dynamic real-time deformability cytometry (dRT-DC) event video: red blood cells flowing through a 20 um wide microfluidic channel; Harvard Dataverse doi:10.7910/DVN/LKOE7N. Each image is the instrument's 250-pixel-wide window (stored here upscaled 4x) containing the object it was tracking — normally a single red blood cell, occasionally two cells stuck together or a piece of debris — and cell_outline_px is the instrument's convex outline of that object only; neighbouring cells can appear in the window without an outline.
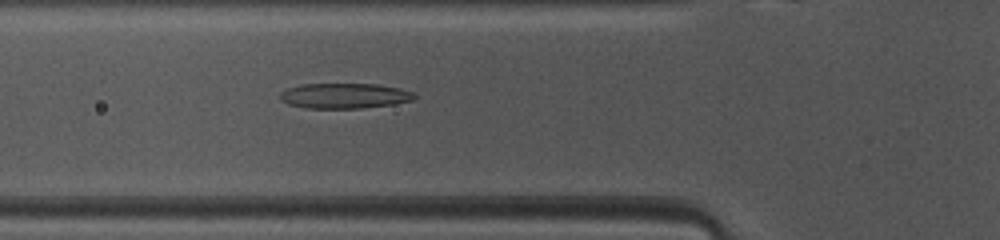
{"species": "common noctule bat (a hibernating species)", "species_latin": "Nyctalus noctula", "temperature_condition": "warm", "stored_images_in_passage": 47, "camera_frame_rate_fps": 3000, "um_per_image_px": 0.085, "animal": {"sex": "female", "body_mass_g": 10.0, "forearm_length_mm": 53.1}, "frame": {"image": 1, "passage_image": 15, "time_ms": 4.667, "image_size_px": [1000, 240], "cell_outline_px": [[416, 96], [412, 100], [392, 104], [360, 108], [308, 108], [288, 104], [280, 100], [280, 92], [288, 88], [300, 84], [376, 84], [400, 88], [412, 92]], "centroid_in_image_um": [29.25, 8.14], "position_along_channel_um": 96.6, "area_um2": 19.65}}
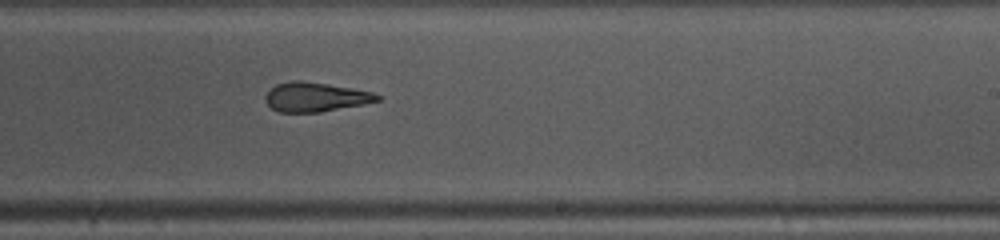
{"frame": {"image": 2, "passage_image": 27, "time_ms": 8.667, "image_size_px": [1000, 240], "cell_outline_px": [[380, 100], [364, 104], [320, 112], [280, 112], [272, 108], [264, 100], [264, 96], [276, 84], [292, 80], [300, 80], [328, 84], [352, 88], [372, 92], [380, 96]], "centroid_in_image_um": [26.8, 8.24], "position_along_channel_um": 262.2, "area_um2": 19.02}}
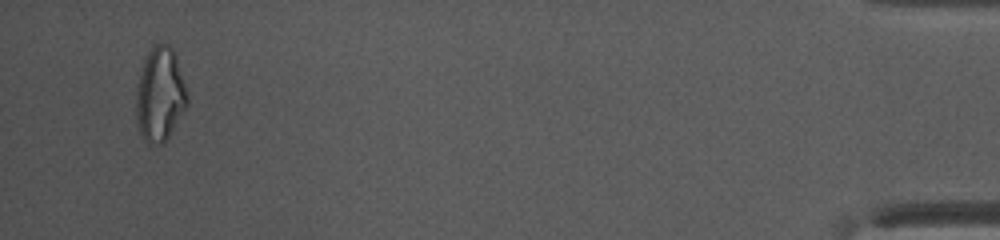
{"frame": {"image": 3, "passage_image": 45, "time_ms": 14.667, "image_size_px": [1000, 240], "cell_outline_px": [[188, 104], [164, 144], [148, 144], [140, 136], [136, 116], [136, 84], [144, 60], [148, 52], [156, 44], [168, 44], [172, 48], [176, 56], [188, 92]], "centroid_in_image_um": [13.59, 8.06], "position_along_channel_um": 421.6, "area_um2": 28.26}, "authors_computed_cell_mechanics": {"area_um2": 21.0392, "velocity_mm_per_s": 4.1219, "shape_relaxation_time_tau1_ms": null, "shape_relaxation_time_tau2_ms": 3.651, "deformation_change_tau1": null, "deformation_change_tau2": 0.1266}}